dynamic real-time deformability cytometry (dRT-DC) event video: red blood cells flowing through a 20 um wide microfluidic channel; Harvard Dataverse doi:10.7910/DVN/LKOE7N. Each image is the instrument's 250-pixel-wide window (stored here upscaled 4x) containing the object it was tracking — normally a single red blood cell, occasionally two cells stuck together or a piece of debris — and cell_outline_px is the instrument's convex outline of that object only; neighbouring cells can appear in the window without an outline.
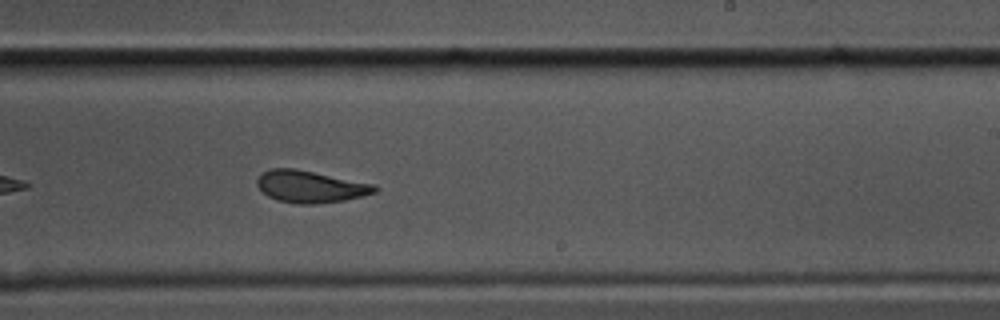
{"species": "common noctule bat (a hibernating species)", "species_latin": "Nyctalus noctula", "temperature_condition": "cold", "stored_images_in_passage": 45, "camera_frame_rate_fps": 3000, "um_per_image_px": 0.085, "animal": {"sex": "male", "body_mass_g": 17.5, "forearm_length_mm": 52.3}, "frame": {"image": 1, "passage_image": 20, "time_ms": 6.333, "image_size_px": [1000, 320], "cell_outline_px": [[380, 188], [376, 192], [344, 200], [312, 204], [296, 204], [276, 200], [268, 196], [256, 184], [256, 180], [260, 172], [272, 168], [296, 168], [372, 184]], "centroid_in_image_um": [26.32, 15.85], "position_along_channel_um": 262.7, "area_um2": 21.85}, "authors_computed_cell_mechanics": {"area_um2": 22.7732, "velocity_mm_per_s": 3.3239, "shape_relaxation_time_tau1_ms": 5.2214, "shape_relaxation_time_tau2_ms": 3.2478, "deformation_change_tau1": 0.1628, "deformation_change_tau2": 0.098}}